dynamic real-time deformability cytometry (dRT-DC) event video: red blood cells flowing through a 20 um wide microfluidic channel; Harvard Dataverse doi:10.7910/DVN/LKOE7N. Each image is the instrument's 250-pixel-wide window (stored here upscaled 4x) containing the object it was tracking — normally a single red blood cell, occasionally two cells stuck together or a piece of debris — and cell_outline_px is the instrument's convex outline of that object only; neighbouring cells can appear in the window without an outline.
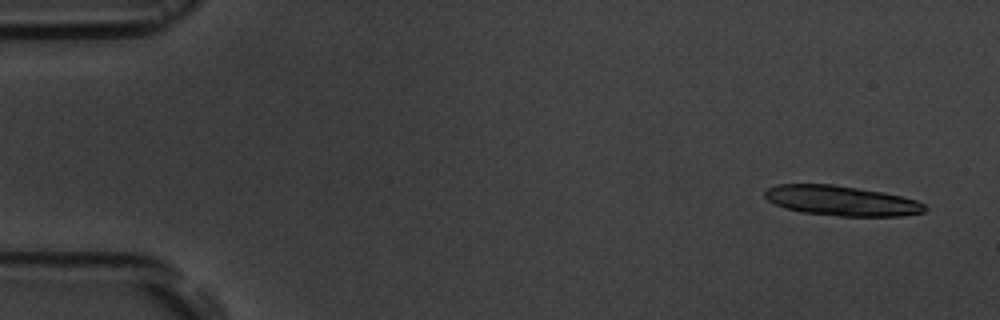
{"species": "common noctule bat (a hibernating species)", "species_latin": "Nyctalus noctula", "temperature_condition": "room temperature", "stored_images_in_passage": 5, "camera_frame_rate_fps": 3000, "um_per_image_px": 0.085, "animal": {"sex": "male", "body_mass_g": 19.5, "forearm_length_mm": 54.6}, "frame": {"image": 1, "passage_image": 1, "time_ms": 0.0, "image_size_px": [1000, 320], "cell_outline_px": [[928, 208], [924, 212], [904, 216], [840, 216], [800, 212], [784, 208], [768, 200], [764, 196], [764, 192], [768, 188], [776, 184], [832, 184], [880, 192], [900, 196], [916, 200], [924, 204]], "centroid_in_image_um": [71.5, 17.07], "position_along_channel_um": 13.5, "area_um2": 27.86}}